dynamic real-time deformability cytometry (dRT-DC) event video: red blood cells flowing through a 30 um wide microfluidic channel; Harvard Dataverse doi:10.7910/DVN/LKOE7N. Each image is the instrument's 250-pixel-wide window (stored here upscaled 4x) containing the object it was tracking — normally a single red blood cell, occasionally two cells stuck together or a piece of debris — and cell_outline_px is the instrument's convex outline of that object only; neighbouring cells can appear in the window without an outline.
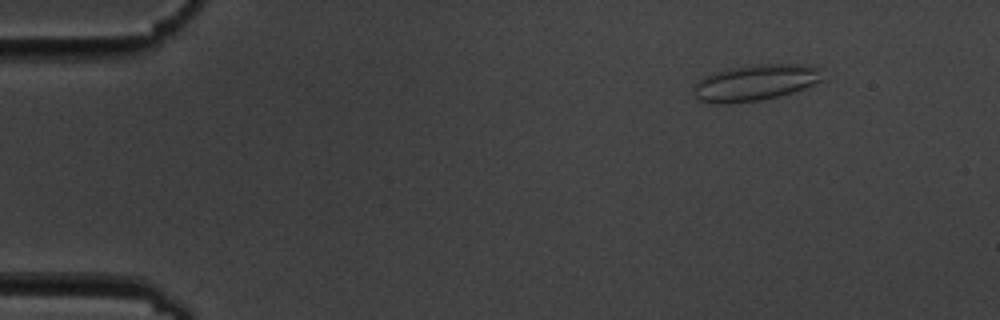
{"species": "common noctule bat (a hibernating species)", "species_latin": "Nyctalus noctula", "temperature_condition": "cold", "stored_images_in_passage": 4, "camera_frame_rate_fps": 3000, "um_per_image_px": 0.085, "animal": {"sex": "male", "body_mass_g": 19.5, "forearm_length_mm": 54.6}, "frame": {"image": 1, "passage_image": 2, "time_ms": 1.333, "image_size_px": [1000, 320], "cell_outline_px": [[824, 80], [804, 88], [792, 92], [760, 100], [728, 104], [716, 104], [700, 100], [696, 96], [696, 84], [704, 76], [712, 72], [728, 68], [756, 64], [800, 64], [820, 68]], "centroid_in_image_um": [64.22, 7.01], "position_along_channel_um": 20.8, "area_um2": 26.99}}